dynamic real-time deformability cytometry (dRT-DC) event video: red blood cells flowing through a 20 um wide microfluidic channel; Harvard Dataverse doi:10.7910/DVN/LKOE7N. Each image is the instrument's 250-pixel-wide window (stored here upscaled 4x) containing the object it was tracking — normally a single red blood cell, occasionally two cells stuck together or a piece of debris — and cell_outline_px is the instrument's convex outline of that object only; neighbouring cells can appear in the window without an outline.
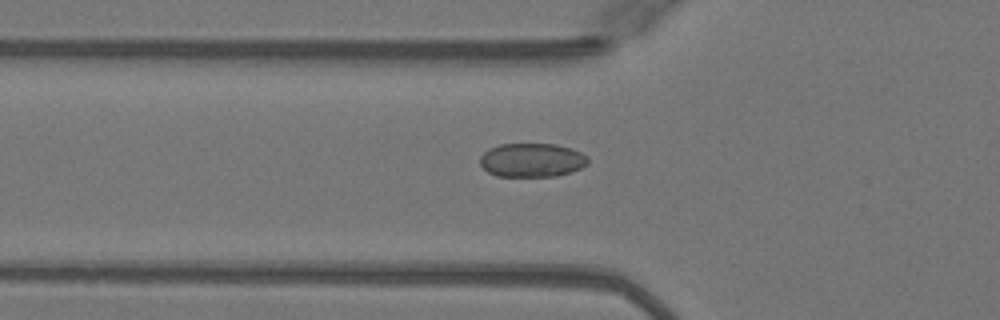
{"species": "Egyptian fruit bat (a non-hibernating species)", "species_latin": "Rousettus aegyptiacus", "temperature_condition": "warm", "stored_images_in_passage": 17, "camera_frame_rate_fps": 3000, "um_per_image_px": 0.085, "animal": {"sex": "female"}, "frame": {"image": 1, "passage_image": 2, "time_ms": 0.333, "image_size_px": [1000, 320], "cell_outline_px": [[588, 164], [572, 172], [556, 176], [496, 176], [488, 172], [480, 164], [480, 156], [488, 148], [500, 144], [556, 144], [572, 148], [588, 156]], "centroid_in_image_um": [45.22, 13.6], "position_along_channel_um": 80.6, "area_um2": 21.44}}
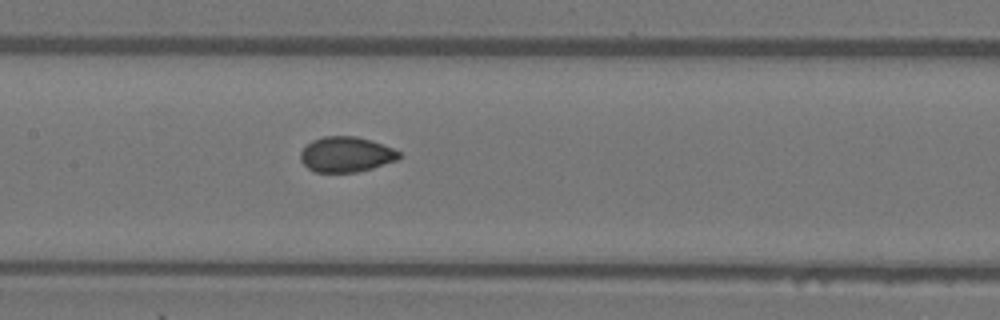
{"frame": {"image": 2, "passage_image": 9, "time_ms": 2.667, "image_size_px": [1000, 320], "cell_outline_px": [[400, 156], [396, 160], [372, 168], [356, 172], [316, 172], [308, 168], [300, 160], [300, 152], [312, 140], [324, 136], [356, 136], [372, 140], [392, 148], [400, 152]], "centroid_in_image_um": [29.4, 13.12], "position_along_channel_um": 178.0, "area_um2": 20.17}}
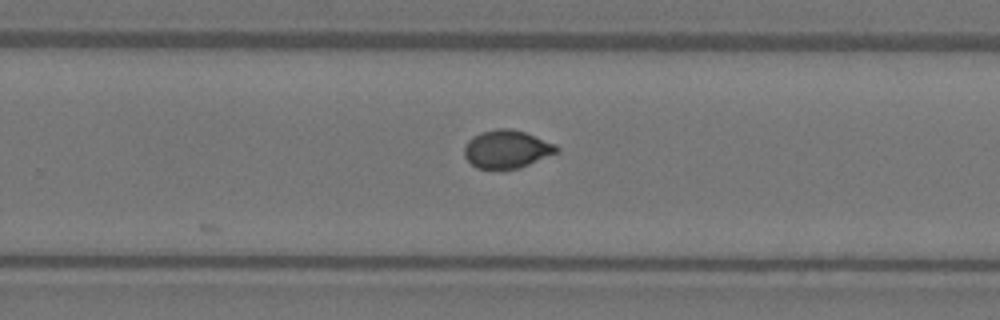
{"frame": {"image": 3, "passage_image": 17, "time_ms": 5.333, "image_size_px": [1000, 320], "cell_outline_px": [[560, 148], [556, 152], [520, 168], [504, 172], [500, 172], [476, 168], [464, 156], [464, 144], [472, 136], [480, 132], [496, 128], [512, 128], [524, 132], [556, 144]], "centroid_in_image_um": [43.02, 12.71], "position_along_channel_um": 286.8, "area_um2": 21.04}}